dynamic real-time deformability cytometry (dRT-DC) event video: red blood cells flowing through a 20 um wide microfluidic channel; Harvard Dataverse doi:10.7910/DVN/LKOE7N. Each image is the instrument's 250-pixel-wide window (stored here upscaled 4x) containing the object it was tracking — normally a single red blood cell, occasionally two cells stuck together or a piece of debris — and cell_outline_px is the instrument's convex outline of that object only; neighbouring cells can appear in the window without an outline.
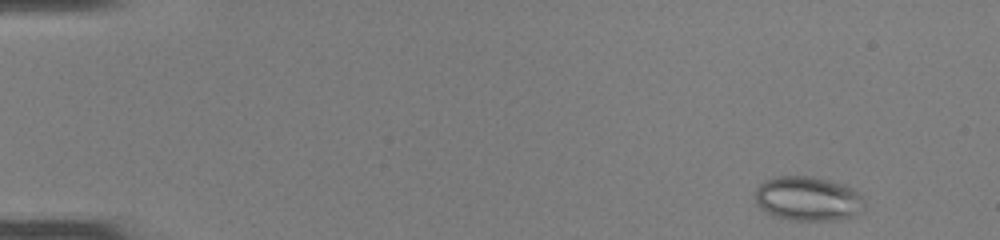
{"species": "common noctule bat (a hibernating species)", "species_latin": "Nyctalus noctula", "temperature_condition": "room temperature", "stored_images_in_passage": 47, "camera_frame_rate_fps": 3000, "um_per_image_px": 0.085, "animal": {"sex": "female", "body_mass_g": 22.0, "forearm_length_mm": 56.7}, "frame": {"image": 1, "passage_image": 2, "time_ms": 0.333, "image_size_px": [1000, 240], "cell_outline_px": [[864, 208], [848, 216], [832, 220], [792, 220], [776, 216], [760, 208], [756, 204], [756, 188], [764, 180], [776, 176], [812, 176], [844, 184], [852, 188], [860, 196], [864, 204]], "centroid_in_image_um": [68.62, 16.86], "position_along_channel_um": 16.4, "area_um2": 27.86}}
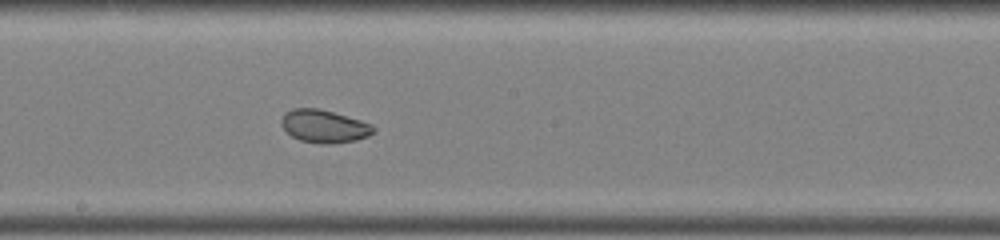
{"frame": {"image": 2, "passage_image": 26, "time_ms": 8.333, "image_size_px": [1000, 240], "cell_outline_px": [[376, 132], [368, 136], [356, 140], [328, 144], [324, 144], [300, 140], [292, 136], [280, 124], [280, 120], [284, 112], [292, 108], [316, 108], [332, 112], [360, 120], [372, 124], [376, 128]], "centroid_in_image_um": [27.55, 10.73], "position_along_channel_um": 220.7, "area_um2": 17.63}}
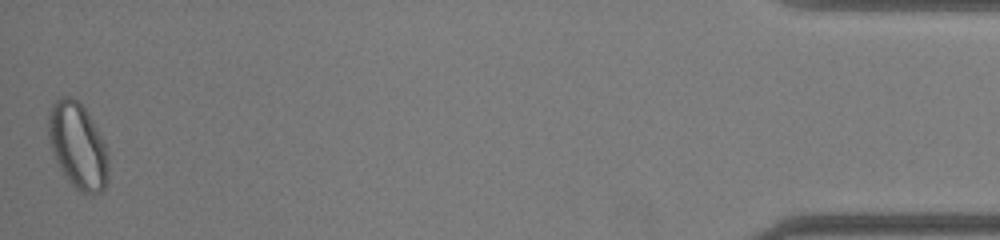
{"frame": {"image": 3, "passage_image": 47, "time_ms": 15.333, "image_size_px": [1000, 240], "cell_outline_px": [[108, 180], [104, 188], [100, 192], [92, 196], [80, 192], [72, 184], [60, 168], [56, 160], [48, 140], [48, 112], [52, 104], [60, 96], [68, 96], [76, 100], [88, 112], [104, 144], [108, 156]], "centroid_in_image_um": [6.6, 12.4], "position_along_channel_um": 428.6, "area_um2": 29.94}, "authors_computed_cell_mechanics": {"area_um2": 23.409, "velocity_mm_per_s": 4.1114, "shape_relaxation_time_tau1_ms": null, "shape_relaxation_time_tau2_ms": 1.7344, "deformation_change_tau1": null, "deformation_change_tau2": 0.0531}}